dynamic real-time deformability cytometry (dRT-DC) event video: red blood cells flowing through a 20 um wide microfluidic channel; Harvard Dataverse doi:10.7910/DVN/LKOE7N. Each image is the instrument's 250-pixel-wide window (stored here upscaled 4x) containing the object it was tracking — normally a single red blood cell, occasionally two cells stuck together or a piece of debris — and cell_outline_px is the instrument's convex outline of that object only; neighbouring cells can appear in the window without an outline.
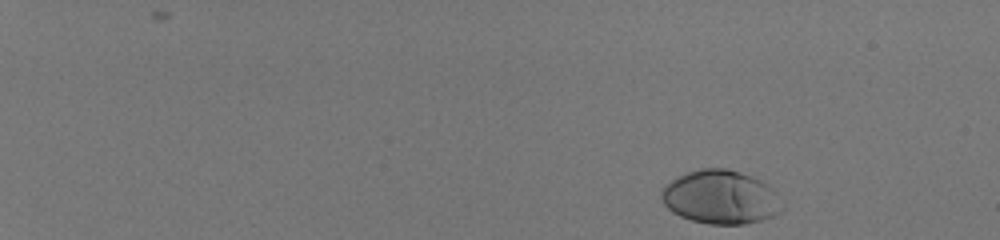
{"species": "human", "species_latin": "Homo sapiens", "temperature_condition": "room temperature", "stored_images_in_passage": 49, "camera_frame_rate_fps": 3000, "um_per_image_px": 0.085, "donor": {"sex": "male"}, "frame": {"image": 1, "passage_image": 1, "time_ms": 0.0, "image_size_px": [1000, 240], "cell_outline_px": [[784, 208], [780, 212], [772, 216], [760, 220], [744, 224], [708, 224], [692, 220], [680, 216], [672, 212], [664, 204], [660, 196], [660, 192], [672, 180], [688, 172], [700, 168], [724, 168], [740, 172], [752, 176], [760, 180], [772, 188], [776, 192]], "centroid_in_image_um": [61.26, 16.76], "position_along_channel_um": 23.7, "area_um2": 37.63}}
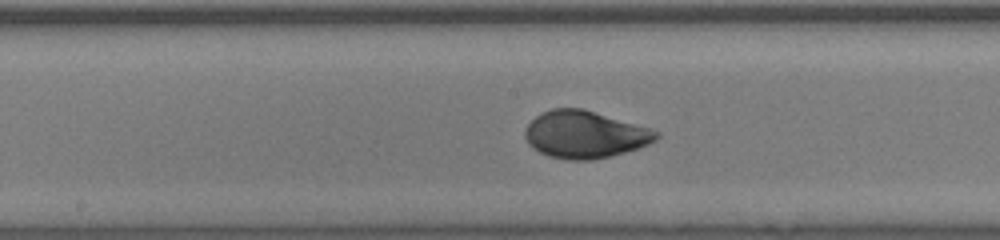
{"frame": {"image": 2, "passage_image": 28, "time_ms": 9.0, "image_size_px": [1000, 240], "cell_outline_px": [[660, 136], [656, 140], [648, 144], [624, 152], [592, 160], [568, 160], [548, 156], [532, 148], [528, 144], [524, 136], [524, 128], [540, 112], [552, 108], [584, 108], [648, 128], [660, 132]], "centroid_in_image_um": [49.66, 11.42], "position_along_channel_um": 198.5, "area_um2": 36.13}}
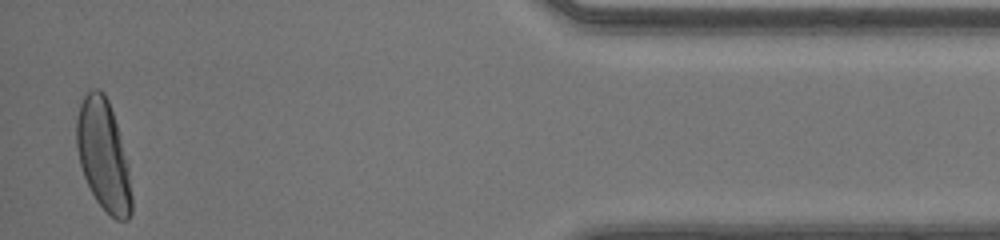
{"frame": {"image": 3, "passage_image": 48, "time_ms": 15.667, "image_size_px": [1000, 240], "cell_outline_px": [[132, 212], [128, 220], [116, 220], [96, 200], [84, 176], [80, 164], [76, 148], [76, 120], [80, 104], [88, 88], [100, 88], [104, 92], [108, 100], [128, 160], [132, 196]], "centroid_in_image_um": [8.79, 13.18], "position_along_channel_um": 426.4, "area_um2": 35.66}, "authors_computed_cell_mechanics": {"area_um2": 35.7204, "velocity_mm_per_s": 4.0971, "shape_relaxation_time_tau1_ms": 3.3272, "shape_relaxation_time_tau2_ms": null, "deformation_change_tau1": 0.179, "deformation_change_tau2": null}}